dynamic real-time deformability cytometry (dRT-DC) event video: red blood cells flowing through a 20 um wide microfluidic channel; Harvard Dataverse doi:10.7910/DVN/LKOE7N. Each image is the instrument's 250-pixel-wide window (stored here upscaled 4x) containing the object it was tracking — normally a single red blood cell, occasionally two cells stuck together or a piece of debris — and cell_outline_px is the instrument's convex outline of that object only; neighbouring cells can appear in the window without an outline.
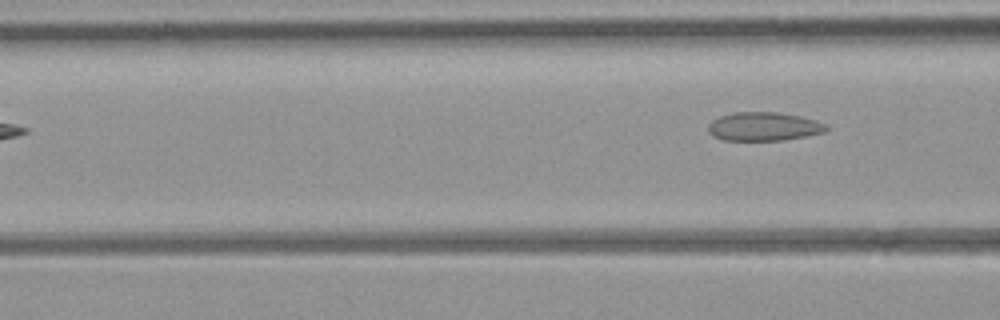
{"species": "common noctule bat (a hibernating species)", "species_latin": "Nyctalus noctula", "temperature_condition": "room temperature", "stored_images_in_passage": 3, "camera_frame_rate_fps": 3000, "um_per_image_px": 0.085, "animal": {"sex": "female", "body_mass_g": 21.9}, "frame": {"image": 1, "passage_image": 3, "time_ms": 2.333, "image_size_px": [1000, 320], "cell_outline_px": [[828, 128], [824, 132], [784, 140], [724, 140], [712, 136], [708, 132], [708, 124], [712, 120], [720, 116], [732, 112], [776, 112], [800, 116], [816, 120], [828, 124]], "centroid_in_image_um": [64.9, 10.75], "position_along_channel_um": 101.7, "area_um2": 19.77}}